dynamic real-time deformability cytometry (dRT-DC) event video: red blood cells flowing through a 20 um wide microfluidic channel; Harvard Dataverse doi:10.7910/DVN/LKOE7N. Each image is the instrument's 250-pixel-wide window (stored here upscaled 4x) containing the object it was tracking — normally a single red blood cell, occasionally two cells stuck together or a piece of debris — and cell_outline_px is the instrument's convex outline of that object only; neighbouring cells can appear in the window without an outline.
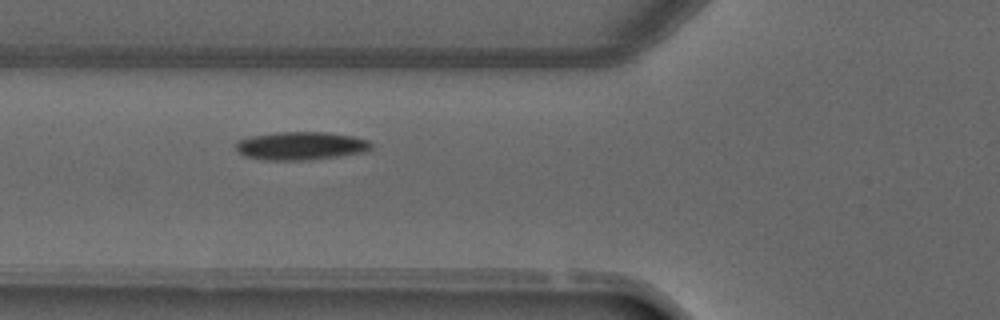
{"species": "common noctule bat (a hibernating species)", "species_latin": "Nyctalus noctula", "temperature_condition": "warm", "stored_images_in_passage": 5, "camera_frame_rate_fps": 3000, "um_per_image_px": 0.085, "animal": {"sex": "male", "forearm_length_mm": 52.5}, "frame": {"image": 1, "passage_image": 5, "time_ms": 5.0, "image_size_px": [1000, 320], "cell_outline_px": [[372, 148], [368, 152], [336, 156], [300, 160], [268, 160], [244, 156], [236, 148], [236, 140], [248, 136], [276, 132], [328, 132], [352, 136], [368, 140], [372, 144]], "centroid_in_image_um": [25.57, 12.38], "position_along_channel_um": 100.2, "area_um2": 22.25}}